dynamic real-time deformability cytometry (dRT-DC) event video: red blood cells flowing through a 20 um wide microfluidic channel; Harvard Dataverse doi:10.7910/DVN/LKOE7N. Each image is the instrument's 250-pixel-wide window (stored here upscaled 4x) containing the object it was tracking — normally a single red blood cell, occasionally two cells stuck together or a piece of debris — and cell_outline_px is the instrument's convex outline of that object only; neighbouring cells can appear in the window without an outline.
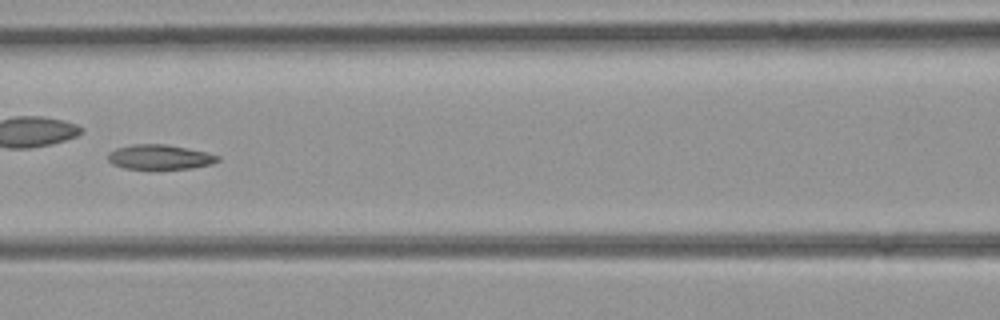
{"species": "common noctule bat (a hibernating species)", "species_latin": "Nyctalus noctula", "temperature_condition": "room temperature", "stored_images_in_passage": 36, "camera_frame_rate_fps": 3000, "um_per_image_px": 0.085, "animal": {"sex": "female", "body_mass_g": 21.9}, "frame": {"image": 1, "passage_image": 11, "time_ms": 3.333, "image_size_px": [1000, 320], "cell_outline_px": [[220, 160], [212, 164], [192, 168], [124, 168], [112, 164], [108, 160], [108, 152], [116, 148], [132, 144], [168, 144], [204, 152], [220, 156]], "centroid_in_image_um": [13.56, 13.33], "position_along_channel_um": 153.0, "area_um2": 15.66}}